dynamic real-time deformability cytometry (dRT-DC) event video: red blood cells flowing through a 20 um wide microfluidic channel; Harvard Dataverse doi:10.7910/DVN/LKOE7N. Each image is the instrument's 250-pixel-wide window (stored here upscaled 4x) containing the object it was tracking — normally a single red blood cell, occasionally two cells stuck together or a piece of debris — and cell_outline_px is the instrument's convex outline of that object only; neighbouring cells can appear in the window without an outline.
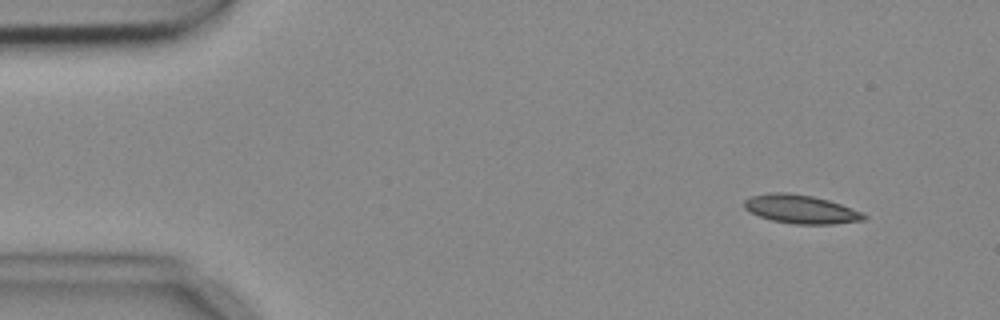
{"species": "common noctule bat (a hibernating species)", "species_latin": "Nyctalus noctula", "temperature_condition": "cold", "stored_images_in_passage": 5, "camera_frame_rate_fps": 3000, "um_per_image_px": 0.085, "animal": {"sex": "female", "body_mass_g": 18.4}, "frame": {"image": 1, "passage_image": 1, "time_ms": 0.0, "image_size_px": [1000, 320], "cell_outline_px": [[868, 216], [864, 220], [832, 224], [796, 224], [772, 220], [760, 216], [744, 208], [744, 200], [752, 196], [768, 192], [788, 192], [812, 196], [828, 200], [840, 204], [860, 212]], "centroid_in_image_um": [68.05, 17.77], "position_along_channel_um": 16.9, "area_um2": 19.71}}
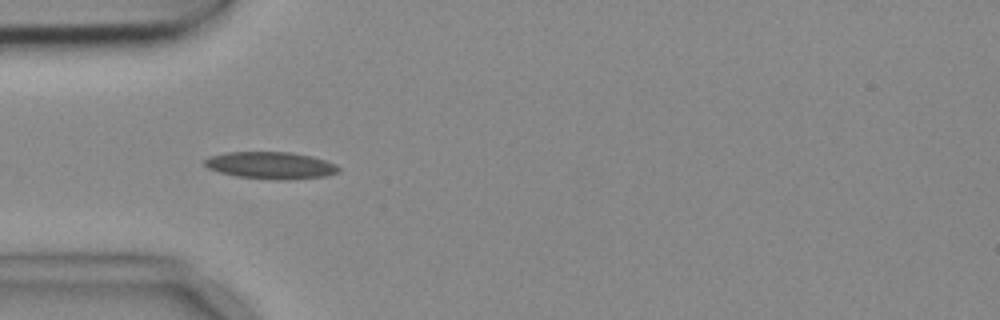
{"frame": {"image": 2, "passage_image": 4, "time_ms": 1.0, "image_size_px": [1000, 320], "cell_outline_px": [[340, 172], [324, 176], [276, 180], [236, 176], [220, 172], [208, 168], [204, 164], [204, 160], [208, 156], [224, 152], [292, 152], [324, 160], [336, 164], [340, 168]], "centroid_in_image_um": [22.97, 14.05], "position_along_channel_um": 62.0, "area_um2": 20.98}}